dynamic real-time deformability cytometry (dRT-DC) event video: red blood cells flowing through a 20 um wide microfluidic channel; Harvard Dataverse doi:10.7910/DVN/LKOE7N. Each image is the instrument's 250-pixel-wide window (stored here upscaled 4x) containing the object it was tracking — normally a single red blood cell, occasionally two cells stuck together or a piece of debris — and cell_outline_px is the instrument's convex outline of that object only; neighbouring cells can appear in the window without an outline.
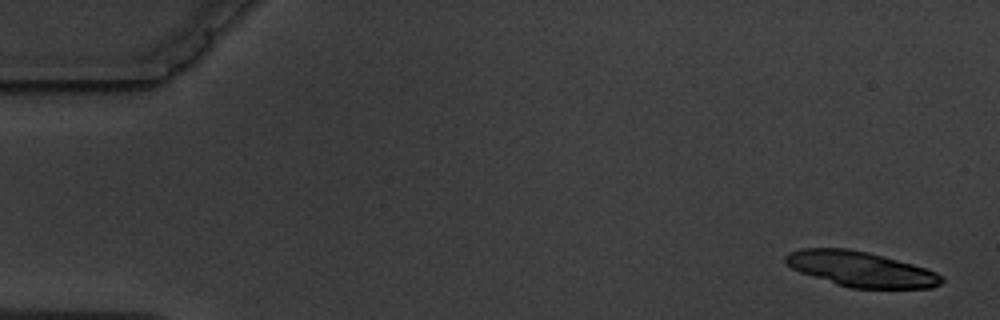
{"species": "common noctule bat (a hibernating species)", "species_latin": "Nyctalus noctula", "temperature_condition": "warm", "stored_images_in_passage": 15, "camera_frame_rate_fps": 3000, "um_per_image_px": 0.085, "animal": {"sex": "male", "body_mass_g": 19.5, "forearm_length_mm": 54.6}, "frame": {"image": 1, "passage_image": 1, "time_ms": 0.0, "image_size_px": [1000, 320], "cell_outline_px": [[944, 280], [940, 284], [932, 288], [848, 288], [800, 272], [792, 268], [784, 260], [784, 256], [788, 252], [800, 248], [848, 248], [868, 252], [912, 264], [936, 272], [944, 276]], "centroid_in_image_um": [73.15, 22.87], "position_along_channel_um": 11.8, "area_um2": 31.96}}
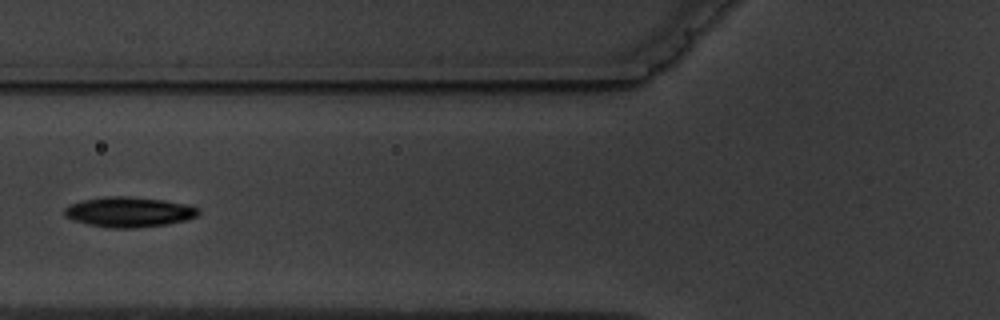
{"frame": {"image": 2, "passage_image": 6, "time_ms": 6.667, "image_size_px": [1000, 320], "cell_outline_px": [[200, 212], [196, 216], [188, 220], [168, 224], [136, 228], [108, 228], [88, 224], [72, 220], [64, 216], [64, 208], [72, 204], [84, 200], [108, 196], [128, 196], [164, 200], [188, 204], [200, 208]], "centroid_in_image_um": [11.0, 18.02], "position_along_channel_um": 114.8, "area_um2": 23.7}}
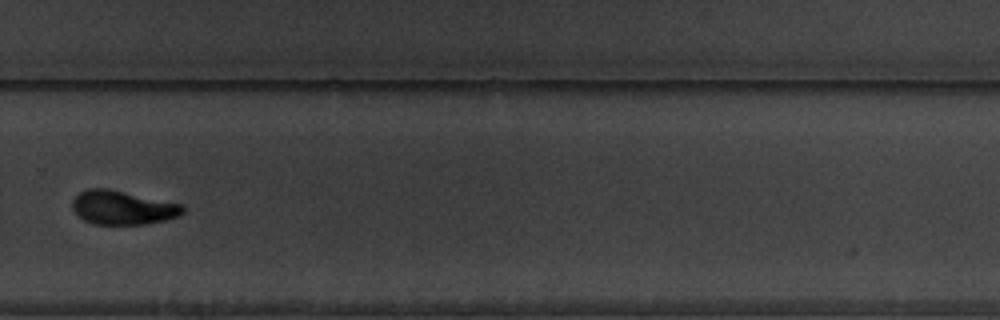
{"frame": {"image": 3, "passage_image": 11, "time_ms": 12.333, "image_size_px": [1000, 320], "cell_outline_px": [[184, 212], [176, 216], [164, 220], [144, 224], [92, 224], [76, 216], [72, 208], [72, 200], [80, 192], [88, 188], [108, 188], [184, 204]], "centroid_in_image_um": [10.39, 17.64], "position_along_channel_um": 319.4, "area_um2": 21.96}, "authors_computed_cell_mechanics": {"area_um2": 23.2356, "velocity_mm_per_s": 3.6208, "shape_relaxation_time_tau1_ms": 2.9232, "shape_relaxation_time_tau2_ms": 2.6987, "deformation_change_tau1": 0.1014, "deformation_change_tau2": 0.0757}}